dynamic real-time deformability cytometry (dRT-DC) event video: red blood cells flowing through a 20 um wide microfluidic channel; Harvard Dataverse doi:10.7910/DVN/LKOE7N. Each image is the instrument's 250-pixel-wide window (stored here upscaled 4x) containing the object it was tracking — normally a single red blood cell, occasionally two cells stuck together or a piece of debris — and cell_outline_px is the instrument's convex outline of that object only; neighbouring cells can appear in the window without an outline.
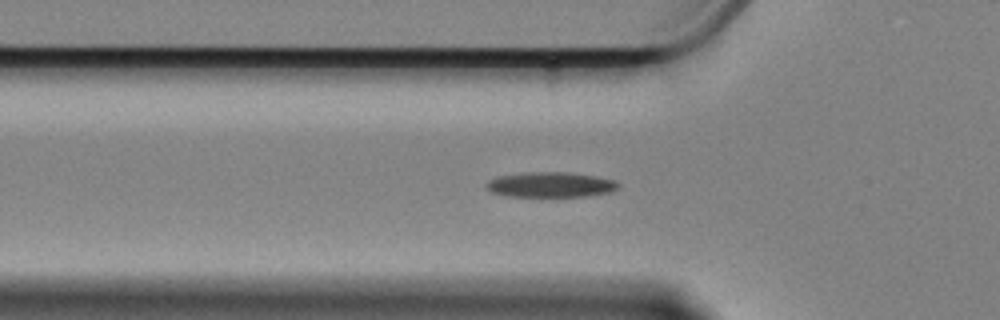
{"species": "Egyptian fruit bat (a non-hibernating species)", "species_latin": "Rousettus aegyptiacus", "temperature_condition": "cold", "stored_images_in_passage": 45, "camera_frame_rate_fps": 3000, "um_per_image_px": 0.085, "animal": {"sex": "female"}, "frame": {"image": 1, "passage_image": 5, "time_ms": 1.333, "image_size_px": [1000, 320], "cell_outline_px": [[620, 184], [616, 188], [608, 192], [584, 196], [504, 196], [492, 192], [484, 184], [488, 180], [500, 176], [528, 172], [568, 172], [596, 176], [612, 180]], "centroid_in_image_um": [46.75, 15.69], "position_along_channel_um": 79.0, "area_um2": 19.07}}
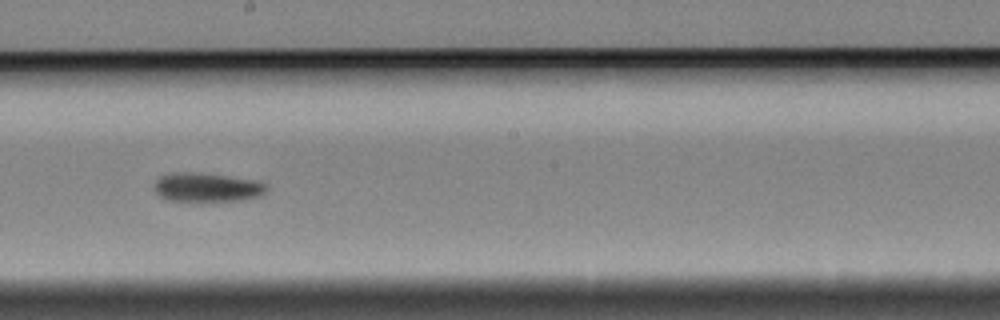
{"frame": {"image": 2, "passage_image": 18, "time_ms": 5.667, "image_size_px": [1000, 320], "cell_outline_px": [[268, 188], [260, 196], [240, 200], [168, 200], [160, 196], [156, 192], [156, 180], [160, 176], [188, 172], [224, 176], [256, 180], [264, 184]], "centroid_in_image_um": [17.62, 15.93], "position_along_channel_um": 230.6, "area_um2": 18.15}}
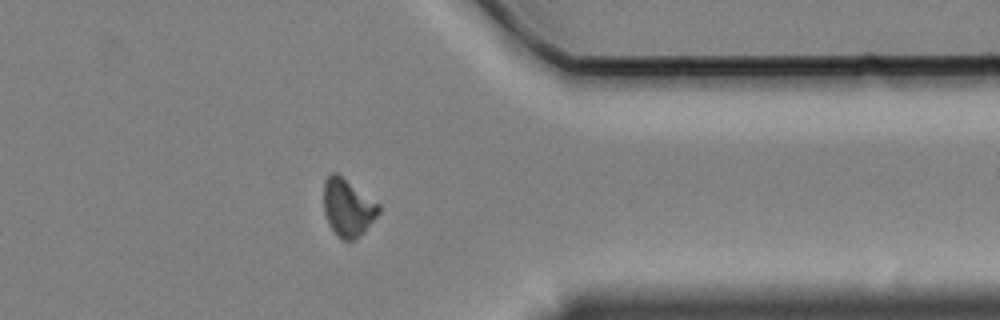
{"frame": {"image": 3, "passage_image": 32, "time_ms": 10.333, "image_size_px": [1000, 320], "cell_outline_px": [[380, 212], [364, 232], [356, 240], [344, 240], [328, 224], [324, 212], [324, 180], [332, 172], [336, 172], [380, 204]], "centroid_in_image_um": [29.57, 17.64], "position_along_channel_um": 381.8, "area_um2": 18.32}, "authors_computed_cell_mechanics": {"area_um2": 18.3804, "velocity_mm_per_s": 3.4774, "shape_relaxation_time_tau1_ms": 6.6052, "shape_relaxation_time_tau2_ms": null, "deformation_change_tau1": 0.1542, "deformation_change_tau2": null}}